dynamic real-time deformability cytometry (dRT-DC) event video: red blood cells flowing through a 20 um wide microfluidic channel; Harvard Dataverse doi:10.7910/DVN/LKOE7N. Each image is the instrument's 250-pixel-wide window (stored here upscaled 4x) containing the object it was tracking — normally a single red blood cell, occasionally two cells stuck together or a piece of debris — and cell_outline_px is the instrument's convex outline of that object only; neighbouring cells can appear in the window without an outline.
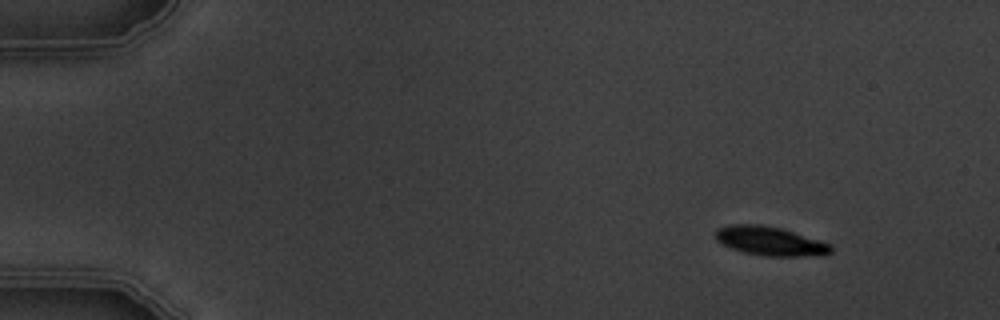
{"species": "common noctule bat (a hibernating species)", "species_latin": "Nyctalus noctula", "temperature_condition": "warm", "stored_images_in_passage": 4, "camera_frame_rate_fps": 3000, "um_per_image_px": 0.085, "animal": {"sex": "male", "body_mass_g": 19.5, "forearm_length_mm": 54.6}, "frame": {"image": 1, "passage_image": 1, "time_ms": 0.0, "image_size_px": [1000, 320], "cell_outline_px": [[832, 252], [800, 256], [768, 256], [744, 252], [732, 248], [716, 240], [716, 232], [720, 228], [728, 224], [760, 224], [780, 228], [832, 244]], "centroid_in_image_um": [65.44, 20.48], "position_along_channel_um": 19.6, "area_um2": 19.02}}
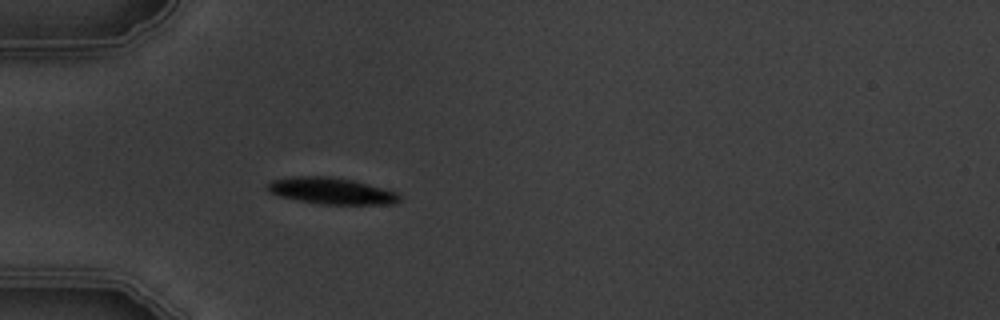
{"frame": {"image": 2, "passage_image": 4, "time_ms": 3.667, "image_size_px": [1000, 320], "cell_outline_px": [[400, 200], [392, 204], [320, 204], [280, 196], [268, 192], [264, 188], [272, 180], [288, 176], [328, 176], [352, 180], [384, 188], [396, 192], [400, 196]], "centroid_in_image_um": [28.12, 16.22], "position_along_channel_um": 56.9, "area_um2": 20.35}}